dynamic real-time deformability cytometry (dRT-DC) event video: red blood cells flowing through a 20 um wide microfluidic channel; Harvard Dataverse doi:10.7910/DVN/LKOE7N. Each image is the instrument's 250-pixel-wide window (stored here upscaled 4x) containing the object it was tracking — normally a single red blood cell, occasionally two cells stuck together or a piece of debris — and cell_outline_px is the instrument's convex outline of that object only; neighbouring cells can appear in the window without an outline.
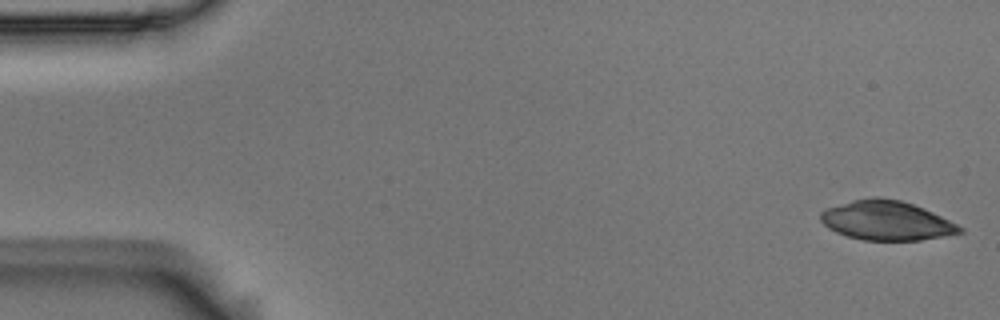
{"species": "Egyptian fruit bat (a non-hibernating species)", "species_latin": "Rousettus aegyptiacus", "temperature_condition": "room temperature", "stored_images_in_passage": 55, "camera_frame_rate_fps": 3000, "um_per_image_px": 0.085, "animal": {"sex": "male"}, "frame": {"image": 1, "passage_image": 1, "time_ms": 0.0, "image_size_px": [1000, 320], "cell_outline_px": [[964, 232], [920, 240], [864, 240], [848, 236], [836, 232], [828, 228], [820, 220], [820, 212], [828, 208], [852, 200], [868, 196], [880, 196], [900, 200], [924, 208], [964, 228]], "centroid_in_image_um": [75.33, 18.73], "position_along_channel_um": 9.7, "area_um2": 31.79}}